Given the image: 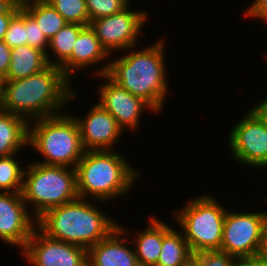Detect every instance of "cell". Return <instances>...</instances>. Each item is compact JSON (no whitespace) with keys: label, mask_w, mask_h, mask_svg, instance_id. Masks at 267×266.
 <instances>
[{"label":"cell","mask_w":267,"mask_h":266,"mask_svg":"<svg viewBox=\"0 0 267 266\" xmlns=\"http://www.w3.org/2000/svg\"><path fill=\"white\" fill-rule=\"evenodd\" d=\"M83 27L80 24L67 23L49 40L46 54L49 65L60 67L72 55L74 43Z\"/></svg>","instance_id":"22"},{"label":"cell","mask_w":267,"mask_h":266,"mask_svg":"<svg viewBox=\"0 0 267 266\" xmlns=\"http://www.w3.org/2000/svg\"><path fill=\"white\" fill-rule=\"evenodd\" d=\"M238 260L222 250L197 253V266H235Z\"/></svg>","instance_id":"27"},{"label":"cell","mask_w":267,"mask_h":266,"mask_svg":"<svg viewBox=\"0 0 267 266\" xmlns=\"http://www.w3.org/2000/svg\"><path fill=\"white\" fill-rule=\"evenodd\" d=\"M248 262L252 266H267V256H265L261 252H259L253 258L248 260Z\"/></svg>","instance_id":"33"},{"label":"cell","mask_w":267,"mask_h":266,"mask_svg":"<svg viewBox=\"0 0 267 266\" xmlns=\"http://www.w3.org/2000/svg\"><path fill=\"white\" fill-rule=\"evenodd\" d=\"M29 147L44 158L34 162L74 169L86 151L74 114L68 112L29 122Z\"/></svg>","instance_id":"5"},{"label":"cell","mask_w":267,"mask_h":266,"mask_svg":"<svg viewBox=\"0 0 267 266\" xmlns=\"http://www.w3.org/2000/svg\"><path fill=\"white\" fill-rule=\"evenodd\" d=\"M76 119L82 144L85 150H114L124 131L117 124L116 119L97 102L81 118Z\"/></svg>","instance_id":"14"},{"label":"cell","mask_w":267,"mask_h":266,"mask_svg":"<svg viewBox=\"0 0 267 266\" xmlns=\"http://www.w3.org/2000/svg\"><path fill=\"white\" fill-rule=\"evenodd\" d=\"M49 66L46 53L30 45L11 49L10 65L3 80H17L37 74Z\"/></svg>","instance_id":"19"},{"label":"cell","mask_w":267,"mask_h":266,"mask_svg":"<svg viewBox=\"0 0 267 266\" xmlns=\"http://www.w3.org/2000/svg\"><path fill=\"white\" fill-rule=\"evenodd\" d=\"M130 3V0H86V7L91 21L121 12Z\"/></svg>","instance_id":"25"},{"label":"cell","mask_w":267,"mask_h":266,"mask_svg":"<svg viewBox=\"0 0 267 266\" xmlns=\"http://www.w3.org/2000/svg\"><path fill=\"white\" fill-rule=\"evenodd\" d=\"M28 124L24 118L0 108V157L27 149Z\"/></svg>","instance_id":"18"},{"label":"cell","mask_w":267,"mask_h":266,"mask_svg":"<svg viewBox=\"0 0 267 266\" xmlns=\"http://www.w3.org/2000/svg\"><path fill=\"white\" fill-rule=\"evenodd\" d=\"M250 109L257 115V117L267 127V96L264 100H261L259 101V103L254 104V106Z\"/></svg>","instance_id":"32"},{"label":"cell","mask_w":267,"mask_h":266,"mask_svg":"<svg viewBox=\"0 0 267 266\" xmlns=\"http://www.w3.org/2000/svg\"><path fill=\"white\" fill-rule=\"evenodd\" d=\"M131 3L121 12L110 16L95 19L90 22V27L95 32L101 45L112 56L115 51L120 53L137 46L143 27L149 20V12L134 10ZM133 9V10H132Z\"/></svg>","instance_id":"9"},{"label":"cell","mask_w":267,"mask_h":266,"mask_svg":"<svg viewBox=\"0 0 267 266\" xmlns=\"http://www.w3.org/2000/svg\"><path fill=\"white\" fill-rule=\"evenodd\" d=\"M246 8L243 10V16L267 23V0H253Z\"/></svg>","instance_id":"30"},{"label":"cell","mask_w":267,"mask_h":266,"mask_svg":"<svg viewBox=\"0 0 267 266\" xmlns=\"http://www.w3.org/2000/svg\"><path fill=\"white\" fill-rule=\"evenodd\" d=\"M22 194L0 192V240L21 251L37 227Z\"/></svg>","instance_id":"13"},{"label":"cell","mask_w":267,"mask_h":266,"mask_svg":"<svg viewBox=\"0 0 267 266\" xmlns=\"http://www.w3.org/2000/svg\"><path fill=\"white\" fill-rule=\"evenodd\" d=\"M11 59V48L0 40V78L3 80L8 72Z\"/></svg>","instance_id":"31"},{"label":"cell","mask_w":267,"mask_h":266,"mask_svg":"<svg viewBox=\"0 0 267 266\" xmlns=\"http://www.w3.org/2000/svg\"><path fill=\"white\" fill-rule=\"evenodd\" d=\"M261 253L267 256V221L264 226L263 245H262Z\"/></svg>","instance_id":"34"},{"label":"cell","mask_w":267,"mask_h":266,"mask_svg":"<svg viewBox=\"0 0 267 266\" xmlns=\"http://www.w3.org/2000/svg\"><path fill=\"white\" fill-rule=\"evenodd\" d=\"M2 83H3V80L0 78V106L2 102Z\"/></svg>","instance_id":"37"},{"label":"cell","mask_w":267,"mask_h":266,"mask_svg":"<svg viewBox=\"0 0 267 266\" xmlns=\"http://www.w3.org/2000/svg\"><path fill=\"white\" fill-rule=\"evenodd\" d=\"M235 266H252L248 261H238Z\"/></svg>","instance_id":"36"},{"label":"cell","mask_w":267,"mask_h":266,"mask_svg":"<svg viewBox=\"0 0 267 266\" xmlns=\"http://www.w3.org/2000/svg\"><path fill=\"white\" fill-rule=\"evenodd\" d=\"M129 239L117 226L106 238L87 250L88 266H139L134 248L127 244Z\"/></svg>","instance_id":"16"},{"label":"cell","mask_w":267,"mask_h":266,"mask_svg":"<svg viewBox=\"0 0 267 266\" xmlns=\"http://www.w3.org/2000/svg\"><path fill=\"white\" fill-rule=\"evenodd\" d=\"M96 77L105 79V82L96 87L99 98L97 103L116 119L124 132L127 129L132 132L139 128L142 114L145 113L143 111L157 114L147 102L116 84L106 74Z\"/></svg>","instance_id":"12"},{"label":"cell","mask_w":267,"mask_h":266,"mask_svg":"<svg viewBox=\"0 0 267 266\" xmlns=\"http://www.w3.org/2000/svg\"><path fill=\"white\" fill-rule=\"evenodd\" d=\"M68 22L89 25L86 0H46Z\"/></svg>","instance_id":"24"},{"label":"cell","mask_w":267,"mask_h":266,"mask_svg":"<svg viewBox=\"0 0 267 266\" xmlns=\"http://www.w3.org/2000/svg\"><path fill=\"white\" fill-rule=\"evenodd\" d=\"M149 224L144 230H137L136 233L129 232L127 226H118L131 237V242L134 246V251L137 257L139 266H156L162 247L163 236L172 228L166 222H163L156 216L149 218Z\"/></svg>","instance_id":"17"},{"label":"cell","mask_w":267,"mask_h":266,"mask_svg":"<svg viewBox=\"0 0 267 266\" xmlns=\"http://www.w3.org/2000/svg\"><path fill=\"white\" fill-rule=\"evenodd\" d=\"M267 211H231L227 209L221 250L238 261H248L261 252Z\"/></svg>","instance_id":"8"},{"label":"cell","mask_w":267,"mask_h":266,"mask_svg":"<svg viewBox=\"0 0 267 266\" xmlns=\"http://www.w3.org/2000/svg\"><path fill=\"white\" fill-rule=\"evenodd\" d=\"M20 3L36 20L48 40L68 23L46 0H20Z\"/></svg>","instance_id":"20"},{"label":"cell","mask_w":267,"mask_h":266,"mask_svg":"<svg viewBox=\"0 0 267 266\" xmlns=\"http://www.w3.org/2000/svg\"><path fill=\"white\" fill-rule=\"evenodd\" d=\"M22 198L38 219L47 210L79 198L76 170L30 161L24 170Z\"/></svg>","instance_id":"6"},{"label":"cell","mask_w":267,"mask_h":266,"mask_svg":"<svg viewBox=\"0 0 267 266\" xmlns=\"http://www.w3.org/2000/svg\"><path fill=\"white\" fill-rule=\"evenodd\" d=\"M229 131L228 145L232 159L245 167H267V127L249 108Z\"/></svg>","instance_id":"10"},{"label":"cell","mask_w":267,"mask_h":266,"mask_svg":"<svg viewBox=\"0 0 267 266\" xmlns=\"http://www.w3.org/2000/svg\"><path fill=\"white\" fill-rule=\"evenodd\" d=\"M18 154L0 157V192L20 193L25 166L16 158Z\"/></svg>","instance_id":"23"},{"label":"cell","mask_w":267,"mask_h":266,"mask_svg":"<svg viewBox=\"0 0 267 266\" xmlns=\"http://www.w3.org/2000/svg\"><path fill=\"white\" fill-rule=\"evenodd\" d=\"M58 66L17 80H3L0 108L24 118L28 123L65 112V105L78 92ZM64 109V110H63Z\"/></svg>","instance_id":"1"},{"label":"cell","mask_w":267,"mask_h":266,"mask_svg":"<svg viewBox=\"0 0 267 266\" xmlns=\"http://www.w3.org/2000/svg\"><path fill=\"white\" fill-rule=\"evenodd\" d=\"M164 41L156 40L139 50L135 46L122 51L125 54L118 58L112 60L111 57L106 73L112 81L143 99L157 113L164 110L165 99L170 93Z\"/></svg>","instance_id":"2"},{"label":"cell","mask_w":267,"mask_h":266,"mask_svg":"<svg viewBox=\"0 0 267 266\" xmlns=\"http://www.w3.org/2000/svg\"><path fill=\"white\" fill-rule=\"evenodd\" d=\"M214 197L203 193L172 212L193 254L221 250L227 207Z\"/></svg>","instance_id":"7"},{"label":"cell","mask_w":267,"mask_h":266,"mask_svg":"<svg viewBox=\"0 0 267 266\" xmlns=\"http://www.w3.org/2000/svg\"><path fill=\"white\" fill-rule=\"evenodd\" d=\"M193 256L181 230L171 228L162 241L161 253L156 266H182Z\"/></svg>","instance_id":"21"},{"label":"cell","mask_w":267,"mask_h":266,"mask_svg":"<svg viewBox=\"0 0 267 266\" xmlns=\"http://www.w3.org/2000/svg\"><path fill=\"white\" fill-rule=\"evenodd\" d=\"M20 7V0H0V40L4 39L9 23Z\"/></svg>","instance_id":"29"},{"label":"cell","mask_w":267,"mask_h":266,"mask_svg":"<svg viewBox=\"0 0 267 266\" xmlns=\"http://www.w3.org/2000/svg\"><path fill=\"white\" fill-rule=\"evenodd\" d=\"M110 57L111 55L101 45L95 32L90 25H88L80 30L73 46L72 55L60 66V68L64 75L71 81L73 79L72 76L76 74V71H79L80 73L81 70L86 71L90 67L93 69V66H97L99 63L101 64L99 65L101 67H95L96 69L93 70L95 72L91 74H93L92 76L94 77L100 76L107 73Z\"/></svg>","instance_id":"15"},{"label":"cell","mask_w":267,"mask_h":266,"mask_svg":"<svg viewBox=\"0 0 267 266\" xmlns=\"http://www.w3.org/2000/svg\"><path fill=\"white\" fill-rule=\"evenodd\" d=\"M127 159L118 150L85 151L75 167L79 198L106 203L132 192L142 173Z\"/></svg>","instance_id":"4"},{"label":"cell","mask_w":267,"mask_h":266,"mask_svg":"<svg viewBox=\"0 0 267 266\" xmlns=\"http://www.w3.org/2000/svg\"><path fill=\"white\" fill-rule=\"evenodd\" d=\"M182 266H197V253L193 254L192 258Z\"/></svg>","instance_id":"35"},{"label":"cell","mask_w":267,"mask_h":266,"mask_svg":"<svg viewBox=\"0 0 267 266\" xmlns=\"http://www.w3.org/2000/svg\"><path fill=\"white\" fill-rule=\"evenodd\" d=\"M3 41L12 49L26 45V10L21 6L11 19Z\"/></svg>","instance_id":"26"},{"label":"cell","mask_w":267,"mask_h":266,"mask_svg":"<svg viewBox=\"0 0 267 266\" xmlns=\"http://www.w3.org/2000/svg\"><path fill=\"white\" fill-rule=\"evenodd\" d=\"M27 44L47 54L49 40L43 34L36 20L26 11V45Z\"/></svg>","instance_id":"28"},{"label":"cell","mask_w":267,"mask_h":266,"mask_svg":"<svg viewBox=\"0 0 267 266\" xmlns=\"http://www.w3.org/2000/svg\"><path fill=\"white\" fill-rule=\"evenodd\" d=\"M93 201L78 198L51 208L37 219V227L50 238L88 250L119 224L96 206L103 201Z\"/></svg>","instance_id":"3"},{"label":"cell","mask_w":267,"mask_h":266,"mask_svg":"<svg viewBox=\"0 0 267 266\" xmlns=\"http://www.w3.org/2000/svg\"><path fill=\"white\" fill-rule=\"evenodd\" d=\"M20 253L31 266H88L86 249L50 238L38 227Z\"/></svg>","instance_id":"11"}]
</instances>
